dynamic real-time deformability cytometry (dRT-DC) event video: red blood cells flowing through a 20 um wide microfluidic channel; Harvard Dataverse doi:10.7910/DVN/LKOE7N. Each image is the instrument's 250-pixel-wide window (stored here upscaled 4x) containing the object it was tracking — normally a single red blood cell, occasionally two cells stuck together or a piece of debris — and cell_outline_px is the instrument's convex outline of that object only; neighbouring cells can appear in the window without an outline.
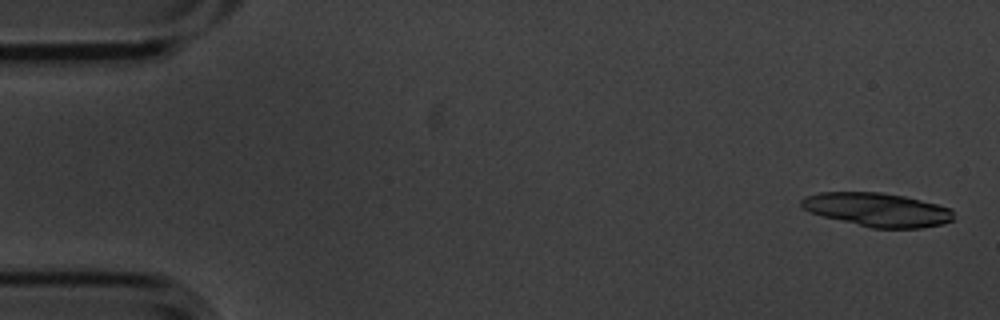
{"species": "common noctule bat (a hibernating species)", "species_latin": "Nyctalus noctula", "temperature_condition": "cold", "stored_images_in_passage": 6, "camera_frame_rate_fps": 3000, "um_per_image_px": 0.085, "animal": {"sex": "male", "body_mass_g": 20.1, "forearm_length_mm": 53.5}, "frame": {"image": 1, "passage_image": 1, "time_ms": 0.0, "image_size_px": [1000, 320], "cell_outline_px": [[956, 220], [944, 224], [920, 228], [872, 228], [808, 212], [800, 204], [800, 200], [804, 196], [820, 192], [880, 192], [904, 196], [952, 208]], "centroid_in_image_um": [74.61, 17.82], "position_along_channel_um": 10.4, "area_um2": 30.0}}